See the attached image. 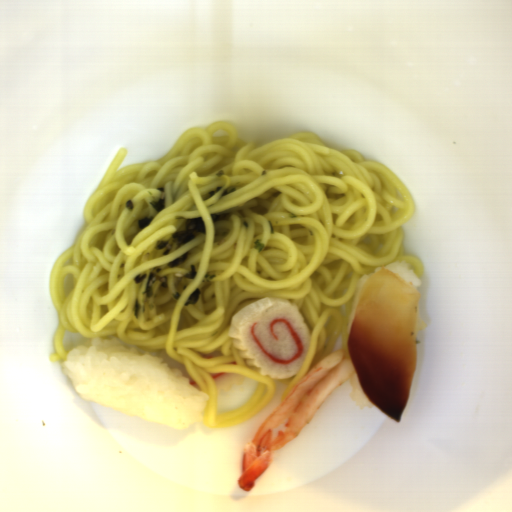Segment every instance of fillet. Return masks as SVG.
Wrapping results in <instances>:
<instances>
[{"mask_svg":"<svg viewBox=\"0 0 512 512\" xmlns=\"http://www.w3.org/2000/svg\"><path fill=\"white\" fill-rule=\"evenodd\" d=\"M422 296L412 281L382 268L362 286L353 313L348 350L366 397L401 421L417 370Z\"/></svg>","mask_w":512,"mask_h":512,"instance_id":"25842a12","label":"fillet"}]
</instances>
